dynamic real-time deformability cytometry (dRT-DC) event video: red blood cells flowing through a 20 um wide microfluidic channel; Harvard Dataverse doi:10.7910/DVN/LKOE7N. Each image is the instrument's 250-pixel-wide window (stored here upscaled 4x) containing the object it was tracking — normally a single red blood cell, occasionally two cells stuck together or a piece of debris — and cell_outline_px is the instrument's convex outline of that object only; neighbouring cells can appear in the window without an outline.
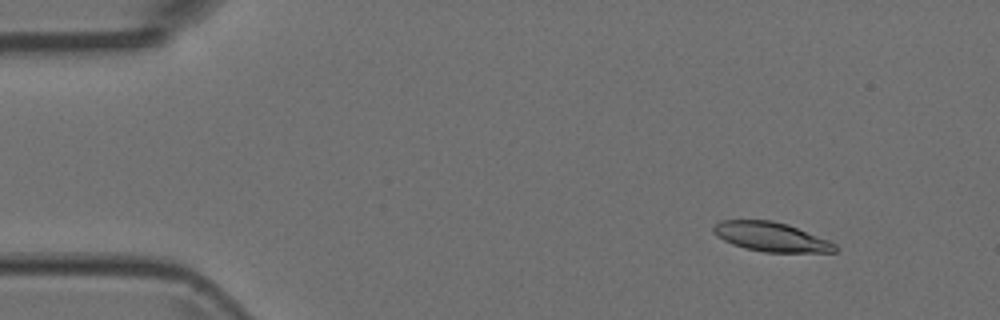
{"species": "Egyptian fruit bat (a non-hibernating species)", "species_latin": "Rousettus aegyptiacus", "temperature_condition": "room temperature", "stored_images_in_passage": 5, "camera_frame_rate_fps": 3000, "um_per_image_px": 0.085, "animal": {"sex": "female"}, "frame": {"image": 1, "passage_image": 2, "time_ms": 0.333, "image_size_px": [1000, 320], "cell_outline_px": [[836, 252], [764, 252], [744, 248], [732, 244], [716, 236], [712, 232], [712, 228], [720, 220], [772, 220], [788, 224], [828, 240], [836, 244]], "centroid_in_image_um": [65.51, 20.13], "position_along_channel_um": 19.5, "area_um2": 20.75}}
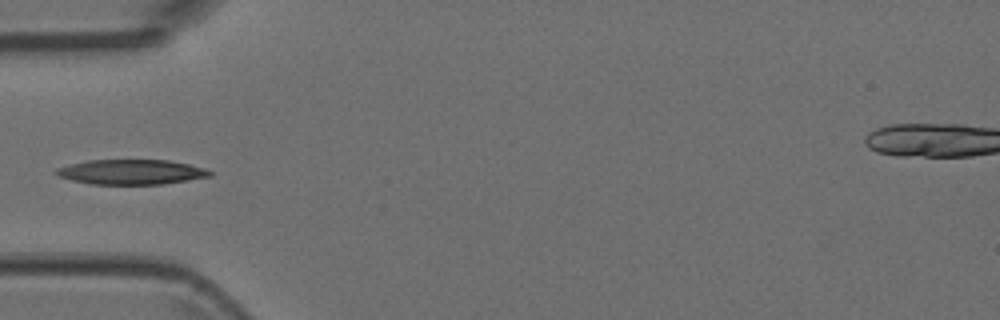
{"frame": {"image": 2, "passage_image": 5, "time_ms": 1.333, "image_size_px": [1000, 320], "cell_outline_px": [[212, 176], [188, 180], [160, 184], [92, 184], [72, 180], [60, 176], [52, 172], [56, 168], [88, 160], [168, 160], [188, 164], [204, 168], [212, 172]], "centroid_in_image_um": [11.15, 14.61], "position_along_channel_um": 73.8, "area_um2": 22.14}}